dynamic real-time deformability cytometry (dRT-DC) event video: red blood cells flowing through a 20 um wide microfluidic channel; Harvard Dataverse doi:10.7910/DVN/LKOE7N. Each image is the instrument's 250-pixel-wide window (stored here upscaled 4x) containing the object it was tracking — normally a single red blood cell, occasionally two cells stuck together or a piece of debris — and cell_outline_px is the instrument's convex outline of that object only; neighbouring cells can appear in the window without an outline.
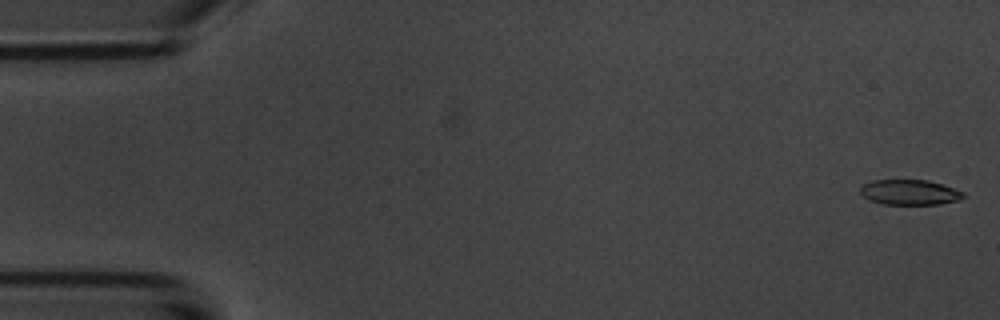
{"species": "common noctule bat (a hibernating species)", "species_latin": "Nyctalus noctula", "temperature_condition": "room temperature", "stored_images_in_passage": 54, "camera_frame_rate_fps": 3000, "um_per_image_px": 0.085, "animal": {"sex": "male", "body_mass_g": 20.1, "forearm_length_mm": 53.5}, "frame": {"image": 1, "passage_image": 1, "time_ms": 0.0, "image_size_px": [1000, 320], "cell_outline_px": [[968, 196], [960, 200], [940, 204], [880, 204], [868, 200], [860, 192], [860, 188], [864, 184], [872, 180], [928, 180], [944, 184], [964, 192]], "centroid_in_image_um": [77.37, 16.35], "position_along_channel_um": 7.6, "area_um2": 15.37}}
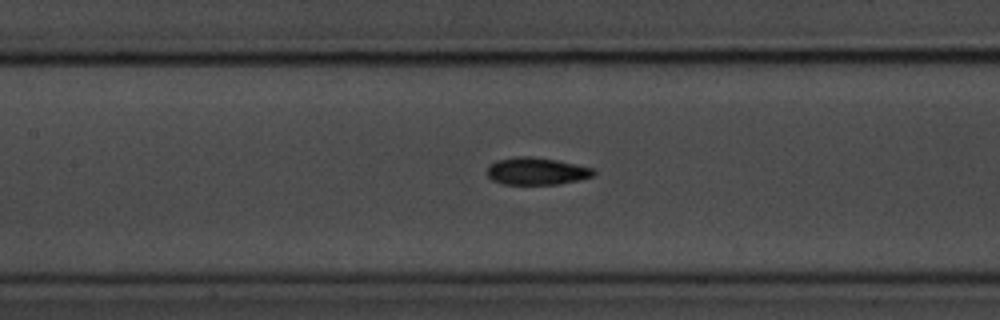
{"frame": {"image": 2, "passage_image": 24, "time_ms": 7.667, "image_size_px": [1000, 320], "cell_outline_px": [[596, 172], [592, 176], [580, 180], [560, 184], [504, 184], [492, 180], [488, 176], [488, 164], [496, 160], [520, 156], [528, 156], [556, 160], [576, 164], [592, 168]], "centroid_in_image_um": [45.6, 14.55], "position_along_channel_um": 161.8, "area_um2": 16.88}}
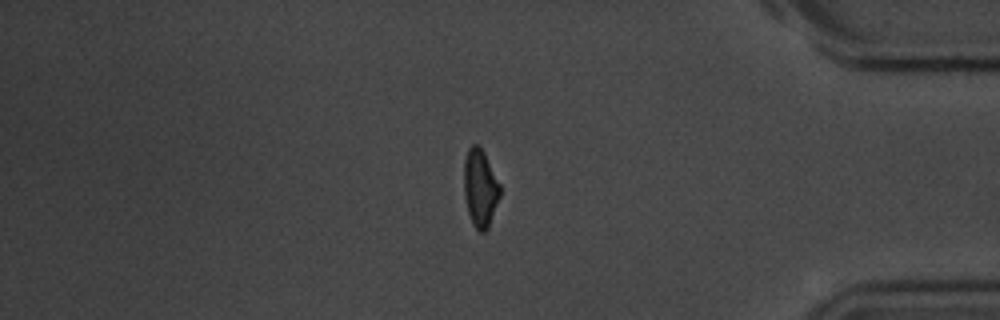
{"frame": {"image": 3, "passage_image": 45, "time_ms": 14.667, "image_size_px": [1000, 320], "cell_outline_px": [[500, 196], [488, 228], [484, 232], [480, 232], [472, 224], [468, 212], [464, 196], [464, 160], [468, 148], [472, 144], [476, 144], [484, 152], [500, 184]], "centroid_in_image_um": [40.81, 15.98], "position_along_channel_um": 394.4, "area_um2": 16.3}, "authors_computed_cell_mechanics": {"area_um2": 16.7042, "velocity_mm_per_s": 3.7459, "shape_relaxation_time_tau1_ms": 3.1047, "shape_relaxation_time_tau2_ms": 6.0768, "deformation_change_tau1": 0.1236, "deformation_change_tau2": 0.1151}}